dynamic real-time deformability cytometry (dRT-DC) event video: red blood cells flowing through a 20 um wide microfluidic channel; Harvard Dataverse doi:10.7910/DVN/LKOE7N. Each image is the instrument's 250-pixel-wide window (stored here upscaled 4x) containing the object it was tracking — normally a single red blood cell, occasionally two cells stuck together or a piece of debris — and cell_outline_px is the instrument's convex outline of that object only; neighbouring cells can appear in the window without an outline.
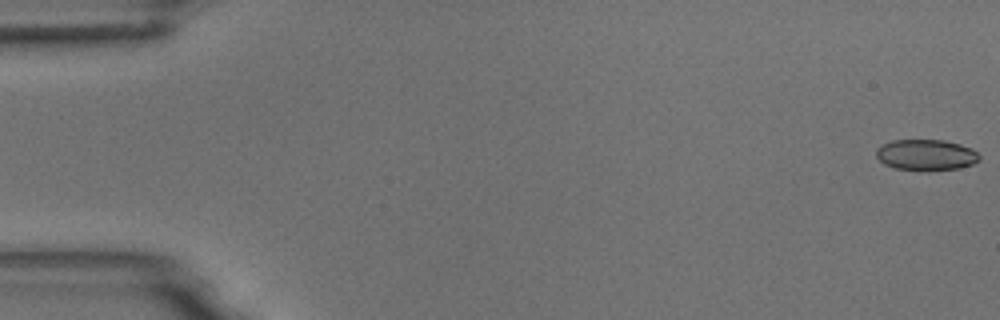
{"species": "common noctule bat (a hibernating species)", "species_latin": "Nyctalus noctula", "temperature_condition": "room temperature", "stored_images_in_passage": 5, "camera_frame_rate_fps": 3000, "um_per_image_px": 0.085, "animal": {"sex": "male", "body_mass_g": 18.8}, "frame": {"image": 1, "passage_image": 1, "time_ms": 0.0, "image_size_px": [1000, 320], "cell_outline_px": [[980, 160], [972, 164], [956, 168], [896, 168], [884, 164], [876, 156], [876, 152], [880, 144], [892, 140], [944, 140], [960, 144], [972, 148], [980, 156]], "centroid_in_image_um": [78.71, 13.11], "position_along_channel_um": 6.3, "area_um2": 17.98}}
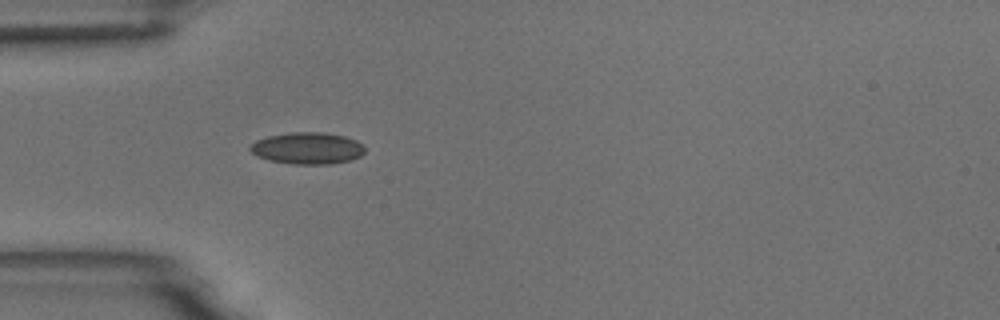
{"frame": {"image": 2, "passage_image": 5, "time_ms": 5.333, "image_size_px": [1000, 320], "cell_outline_px": [[364, 152], [360, 156], [352, 160], [332, 164], [292, 164], [272, 160], [256, 156], [248, 148], [256, 140], [268, 136], [288, 132], [324, 132], [344, 136], [356, 140], [364, 144]], "centroid_in_image_um": [26.16, 12.59], "position_along_channel_um": 58.8, "area_um2": 21.33}}